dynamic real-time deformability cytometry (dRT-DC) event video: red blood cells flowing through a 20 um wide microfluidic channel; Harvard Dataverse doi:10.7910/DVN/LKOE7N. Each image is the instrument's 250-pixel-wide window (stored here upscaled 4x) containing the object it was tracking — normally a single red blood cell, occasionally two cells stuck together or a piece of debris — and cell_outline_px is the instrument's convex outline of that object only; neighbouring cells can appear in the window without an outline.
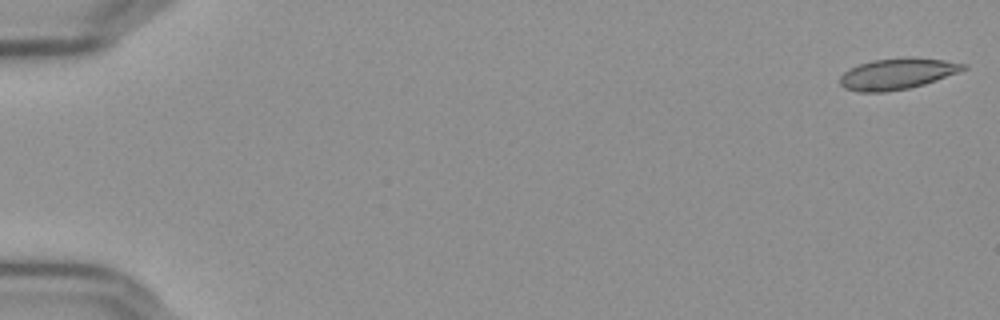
{"species": "Egyptian fruit bat (a non-hibernating species)", "species_latin": "Rousettus aegyptiacus", "temperature_condition": "cold", "stored_images_in_passage": 56, "camera_frame_rate_fps": 3000, "um_per_image_px": 0.085, "frame": {"image": 1, "passage_image": 1, "time_ms": 0.0, "image_size_px": [1000, 320], "cell_outline_px": [[968, 68], [936, 80], [924, 84], [908, 88], [884, 92], [860, 92], [844, 88], [840, 84], [840, 76], [848, 68], [856, 64], [872, 60], [908, 56], [944, 60], [968, 64]], "centroid_in_image_um": [76.24, 6.25], "position_along_channel_um": 8.8, "area_um2": 22.54}}
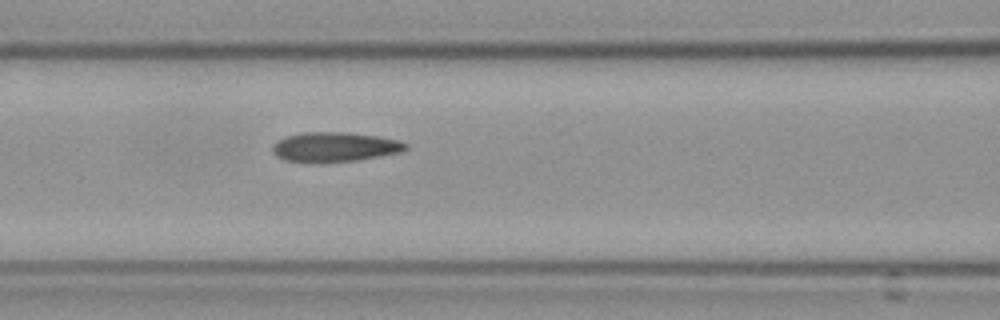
{"frame": {"image": 2, "passage_image": 25, "time_ms": 8.0, "image_size_px": [1000, 320], "cell_outline_px": [[408, 148], [400, 152], [380, 156], [356, 160], [284, 160], [276, 156], [272, 152], [272, 144], [276, 140], [284, 136], [300, 132], [348, 132], [380, 136], [400, 140], [408, 144]], "centroid_in_image_um": [28.46, 12.44], "position_along_channel_um": 138.1, "area_um2": 22.66}}
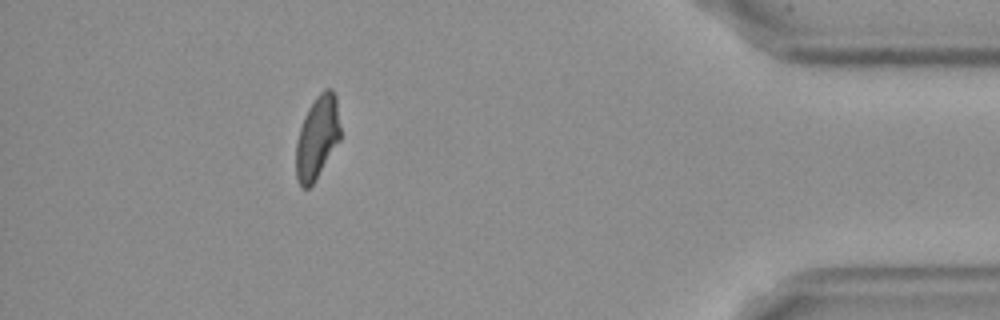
{"frame": {"image": 3, "passage_image": 51, "time_ms": 16.667, "image_size_px": [1000, 320], "cell_outline_px": [[340, 140], [316, 180], [308, 188], [300, 188], [296, 180], [296, 140], [304, 116], [308, 108], [316, 96], [324, 88], [332, 88], [336, 96], [340, 128]], "centroid_in_image_um": [26.96, 11.69], "position_along_channel_um": 408.2, "area_um2": 21.73}, "authors_computed_cell_mechanics": {"area_um2": 22.6865, "velocity_mm_per_s": 3.6249, "shape_relaxation_time_tau1_ms": null, "shape_relaxation_time_tau2_ms": 2.5897, "deformation_change_tau1": null, "deformation_change_tau2": 0.0839}}